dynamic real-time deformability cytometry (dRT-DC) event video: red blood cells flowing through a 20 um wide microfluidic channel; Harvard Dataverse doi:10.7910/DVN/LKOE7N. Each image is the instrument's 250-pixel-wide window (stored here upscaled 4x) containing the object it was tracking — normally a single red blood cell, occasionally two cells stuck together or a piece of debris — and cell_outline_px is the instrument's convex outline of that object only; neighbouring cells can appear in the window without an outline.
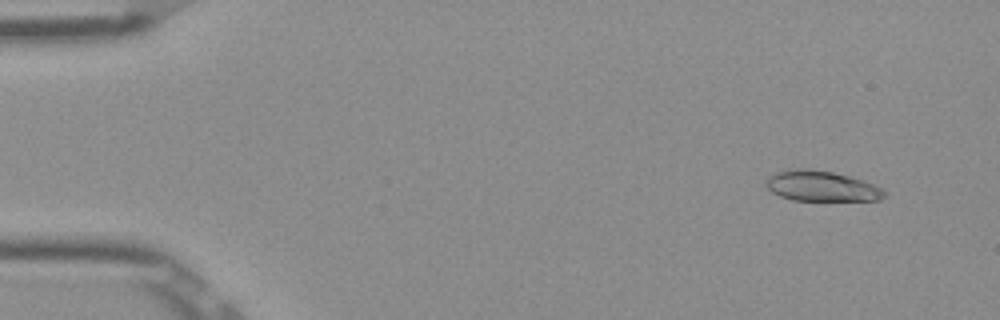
{"species": "Egyptian fruit bat (a non-hibernating species)", "species_latin": "Rousettus aegyptiacus", "temperature_condition": "room temperature", "stored_images_in_passage": 48, "camera_frame_rate_fps": 3000, "um_per_image_px": 0.085, "frame": {"image": 1, "passage_image": 4, "time_ms": 1.0, "image_size_px": [1000, 320], "cell_outline_px": [[888, 196], [880, 200], [792, 200], [780, 196], [772, 192], [764, 184], [768, 176], [776, 172], [804, 168], [812, 168], [832, 172], [848, 176], [872, 184], [888, 192]], "centroid_in_image_um": [69.82, 15.82], "position_along_channel_um": 15.2, "area_um2": 20.87}}
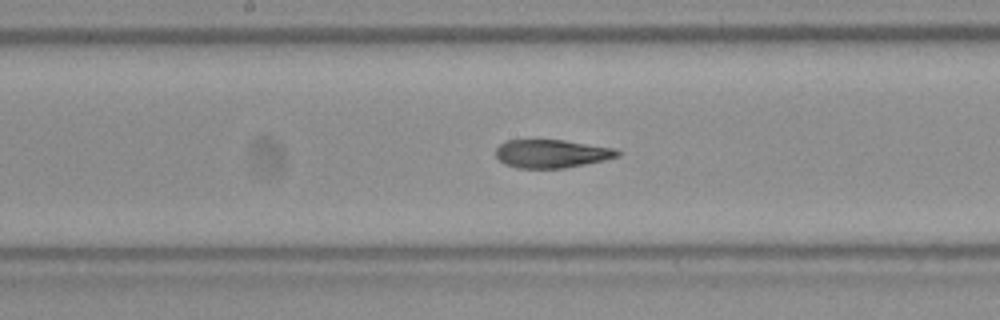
{"frame": {"image": 2, "passage_image": 27, "time_ms": 8.667, "image_size_px": [1000, 320], "cell_outline_px": [[620, 156], [604, 160], [564, 168], [516, 168], [504, 164], [496, 156], [496, 148], [500, 144], [508, 140], [564, 140], [616, 148], [620, 152]], "centroid_in_image_um": [46.89, 13.06], "position_along_channel_um": 201.3, "area_um2": 20.06}}
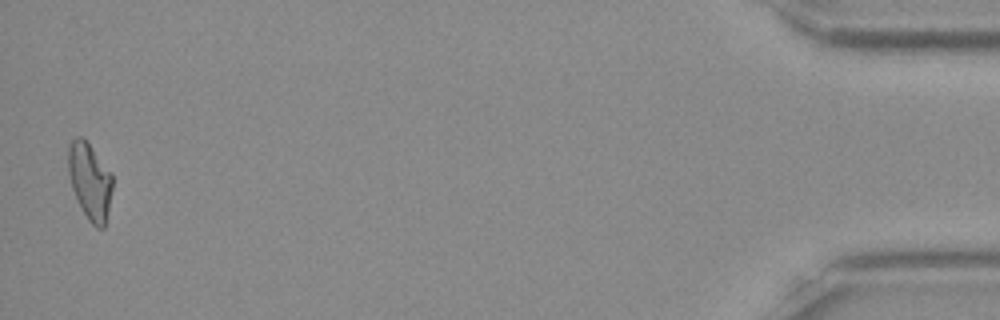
{"frame": {"image": 3, "passage_image": 47, "time_ms": 15.333, "image_size_px": [1000, 320], "cell_outline_px": [[112, 188], [108, 212], [104, 228], [96, 228], [88, 220], [72, 188], [68, 172], [68, 148], [72, 140], [76, 136], [80, 136], [88, 144], [112, 172]], "centroid_in_image_um": [7.65, 15.41], "position_along_channel_um": 427.6, "area_um2": 19.48}, "authors_computed_cell_mechanics": {"area_um2": 21.1259, "velocity_mm_per_s": 3.9019, "shape_relaxation_time_tau1_ms": null, "shape_relaxation_time_tau2_ms": 2.2045, "deformation_change_tau1": null, "deformation_change_tau2": 0.0907}}